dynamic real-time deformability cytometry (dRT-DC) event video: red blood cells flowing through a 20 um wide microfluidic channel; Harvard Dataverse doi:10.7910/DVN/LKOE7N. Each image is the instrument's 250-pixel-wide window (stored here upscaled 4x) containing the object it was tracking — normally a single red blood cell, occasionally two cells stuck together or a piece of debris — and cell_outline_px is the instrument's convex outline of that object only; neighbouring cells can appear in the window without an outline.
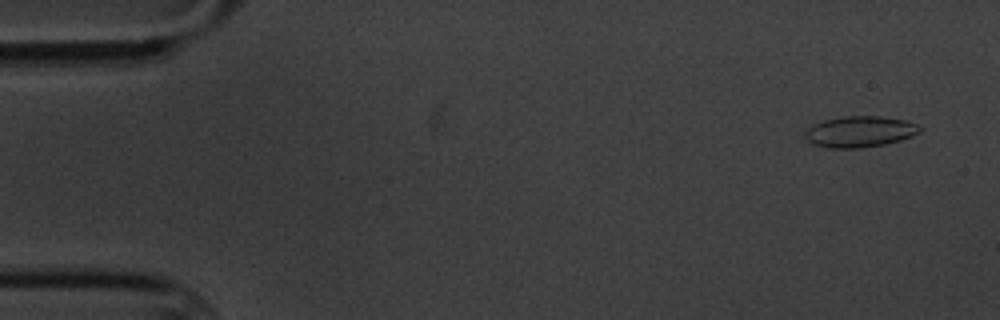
{"species": "common noctule bat (a hibernating species)", "species_latin": "Nyctalus noctula", "temperature_condition": "cold", "stored_images_in_passage": 4, "camera_frame_rate_fps": 3000, "um_per_image_px": 0.085, "animal": {"sex": "male", "body_mass_g": 20.1, "forearm_length_mm": 53.5}, "frame": {"image": 1, "passage_image": 1, "time_ms": 0.0, "image_size_px": [1000, 320], "cell_outline_px": [[920, 132], [912, 136], [900, 140], [884, 144], [860, 148], [828, 148], [812, 144], [804, 136], [808, 128], [812, 124], [824, 120], [844, 116], [880, 116], [904, 120], [920, 124]], "centroid_in_image_um": [73.08, 11.19], "position_along_channel_um": 11.9, "area_um2": 20.81}}